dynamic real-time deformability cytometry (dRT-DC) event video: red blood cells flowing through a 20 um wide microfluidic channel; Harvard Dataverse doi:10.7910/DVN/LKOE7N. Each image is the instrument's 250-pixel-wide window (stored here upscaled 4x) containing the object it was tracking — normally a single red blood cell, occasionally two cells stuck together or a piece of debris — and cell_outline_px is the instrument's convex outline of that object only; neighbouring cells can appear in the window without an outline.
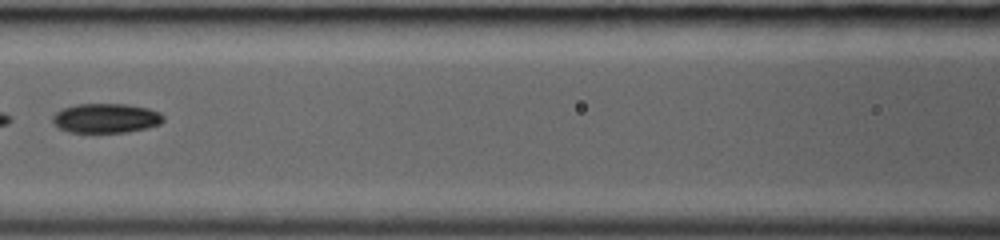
{"species": "common noctule bat (a hibernating species)", "species_latin": "Nyctalus noctula", "temperature_condition": "room temperature", "stored_images_in_passage": 33, "segment_of_instrument_passage": [2, 2], "camera_frame_rate_fps": 3000, "um_per_image_px": 0.085, "animal": {"sex": "female", "body_mass_g": 19.0, "forearm_length_mm": 53.3}, "frame": {"image": 1, "passage_image": 14, "time_ms": 4.333, "image_size_px": [1000, 240], "cell_outline_px": [[164, 120], [160, 124], [148, 128], [128, 132], [68, 132], [52, 124], [52, 116], [56, 112], [64, 108], [76, 104], [128, 104], [148, 108], [160, 112], [164, 116]], "centroid_in_image_um": [9.02, 10.04], "position_along_channel_um": 157.6, "area_um2": 19.19}}
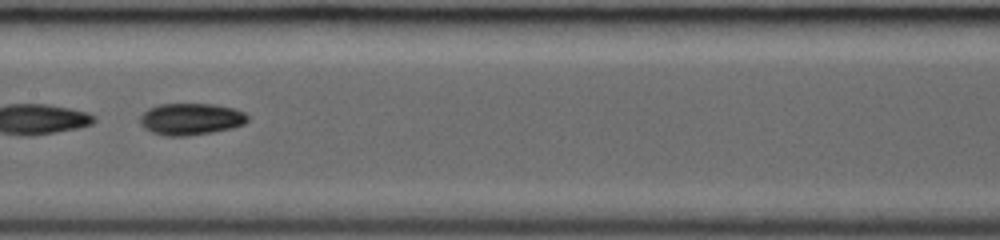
{"frame": {"image": 2, "passage_image": 16, "time_ms": 5.0, "image_size_px": [1000, 240], "cell_outline_px": [[248, 120], [244, 124], [232, 128], [212, 132], [188, 136], [164, 136], [152, 132], [144, 128], [140, 124], [140, 116], [148, 108], [160, 104], [212, 104], [232, 108], [244, 112], [248, 116]], "centroid_in_image_um": [16.2, 10.13], "position_along_channel_um": 191.2, "area_um2": 19.94}}
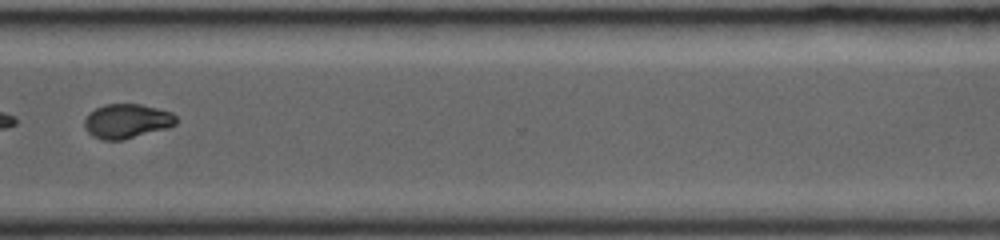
{"frame": {"image": 3, "passage_image": 26, "time_ms": 8.333, "image_size_px": [1000, 240], "cell_outline_px": [[176, 124], [168, 128], [124, 140], [104, 140], [92, 136], [84, 128], [84, 120], [88, 112], [104, 104], [140, 104], [172, 112], [176, 116]], "centroid_in_image_um": [10.76, 10.3], "position_along_channel_um": 359.8, "area_um2": 18.55}}